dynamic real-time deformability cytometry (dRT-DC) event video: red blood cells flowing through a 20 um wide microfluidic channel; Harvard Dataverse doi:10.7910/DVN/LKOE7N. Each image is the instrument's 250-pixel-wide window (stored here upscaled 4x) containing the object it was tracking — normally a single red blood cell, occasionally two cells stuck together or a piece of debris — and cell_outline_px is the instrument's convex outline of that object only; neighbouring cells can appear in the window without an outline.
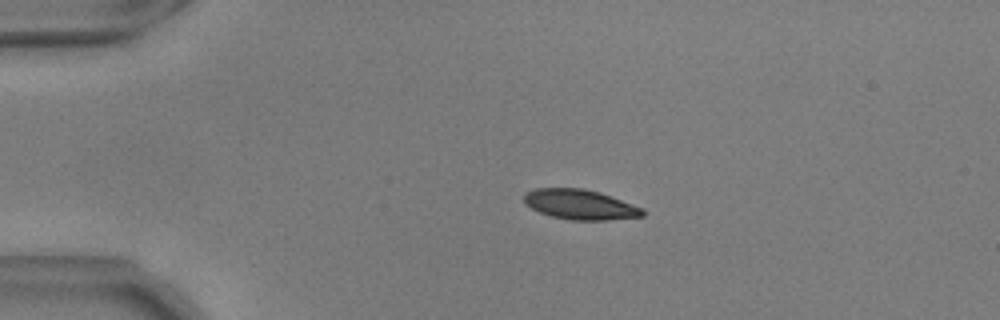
{"species": "common noctule bat (a hibernating species)", "species_latin": "Nyctalus noctula", "temperature_condition": "warm", "stored_images_in_passage": 44, "camera_frame_rate_fps": 3000, "um_per_image_px": 0.085, "animal": {"sex": "male", "body_mass_g": 17.9, "forearm_length_mm": 54.2}, "frame": {"image": 1, "passage_image": 1, "time_ms": 0.0, "image_size_px": [1000, 320], "cell_outline_px": [[644, 216], [608, 220], [572, 220], [552, 216], [540, 212], [524, 204], [524, 192], [536, 188], [584, 188], [600, 192], [644, 208]], "centroid_in_image_um": [49.31, 17.37], "position_along_channel_um": 35.7, "area_um2": 20.81}}
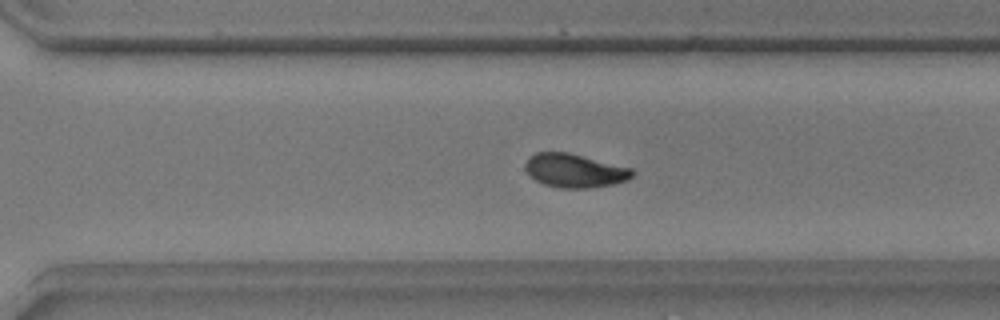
{"frame": {"image": 2, "passage_image": 28, "time_ms": 9.0, "image_size_px": [1000, 320], "cell_outline_px": [[636, 172], [628, 180], [612, 184], [592, 188], [560, 188], [544, 184], [536, 180], [524, 168], [524, 164], [528, 156], [536, 152], [568, 152], [632, 168]], "centroid_in_image_um": [48.85, 14.5], "position_along_channel_um": 321.8, "area_um2": 21.1}}
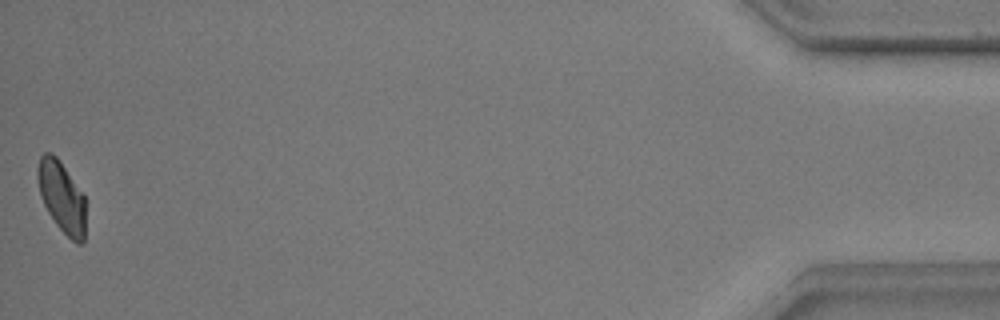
{"frame": {"image": 3, "passage_image": 44, "time_ms": 14.333, "image_size_px": [1000, 320], "cell_outline_px": [[84, 240], [80, 244], [76, 244], [56, 224], [48, 212], [40, 196], [36, 176], [36, 168], [40, 156], [44, 152], [52, 152], [60, 160], [84, 196]], "centroid_in_image_um": [5.2, 16.69], "position_along_channel_um": 430.0, "area_um2": 19.83}, "authors_computed_cell_mechanics": {"area_um2": 21.0103, "velocity_mm_per_s": 3.6709, "shape_relaxation_time_tau1_ms": 5.6273, "shape_relaxation_time_tau2_ms": 3.6983, "deformation_change_tau1": 0.1512, "deformation_change_tau2": 0.0761}}